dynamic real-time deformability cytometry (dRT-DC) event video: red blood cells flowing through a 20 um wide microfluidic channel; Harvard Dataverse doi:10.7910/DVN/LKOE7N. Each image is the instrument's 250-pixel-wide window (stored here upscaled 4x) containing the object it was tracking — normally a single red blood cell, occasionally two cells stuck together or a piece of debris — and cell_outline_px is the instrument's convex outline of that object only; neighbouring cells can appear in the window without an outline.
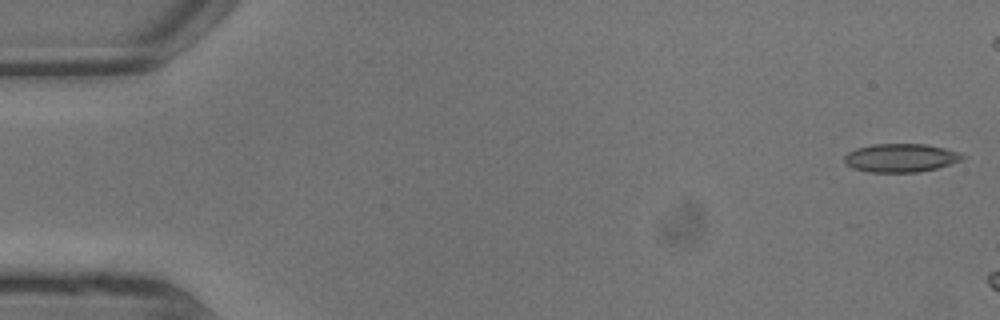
{"species": "common noctule bat (a hibernating species)", "species_latin": "Nyctalus noctula", "temperature_condition": "warm", "stored_images_in_passage": 5, "camera_frame_rate_fps": 3000, "um_per_image_px": 0.085, "animal": {"sex": "male", "body_mass_g": 13.3}, "frame": {"image": 1, "passage_image": 1, "time_ms": 0.0, "image_size_px": [1000, 320], "cell_outline_px": [[968, 156], [960, 160], [936, 168], [916, 172], [868, 172], [852, 168], [844, 160], [844, 156], [848, 152], [856, 148], [872, 144], [928, 144], [960, 152]], "centroid_in_image_um": [76.56, 13.41], "position_along_channel_um": 8.4, "area_um2": 19.54}}